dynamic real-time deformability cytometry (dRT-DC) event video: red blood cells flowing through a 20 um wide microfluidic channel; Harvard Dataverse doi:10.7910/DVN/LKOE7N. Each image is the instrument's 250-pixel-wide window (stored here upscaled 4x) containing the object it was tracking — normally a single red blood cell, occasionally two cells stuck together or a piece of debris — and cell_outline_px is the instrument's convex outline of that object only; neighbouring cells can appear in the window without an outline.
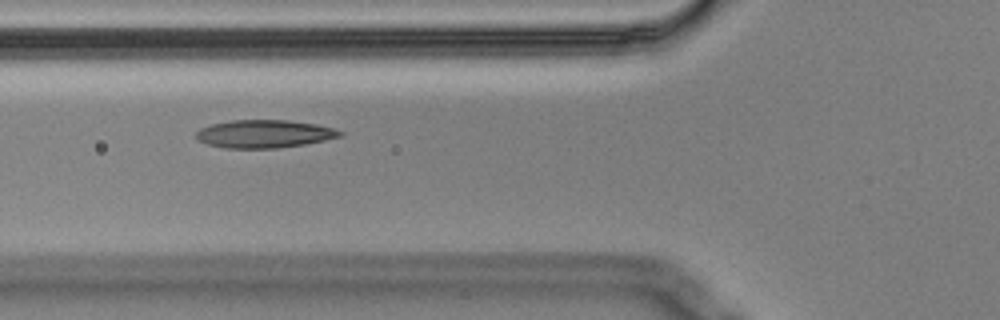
{"species": "Egyptian fruit bat (a non-hibernating species)", "species_latin": "Rousettus aegyptiacus", "temperature_condition": "cold", "stored_images_in_passage": 9, "camera_frame_rate_fps": 3000, "um_per_image_px": 0.085, "animal": {"sex": "male"}, "frame": {"image": 1, "passage_image": 2, "time_ms": 0.333, "image_size_px": [1000, 320], "cell_outline_px": [[344, 136], [304, 144], [276, 148], [224, 148], [208, 144], [200, 140], [196, 136], [196, 132], [200, 128], [212, 124], [232, 120], [288, 120], [316, 124], [332, 128], [344, 132]], "centroid_in_image_um": [22.48, 11.37], "position_along_channel_um": 103.3, "area_um2": 23.29}}
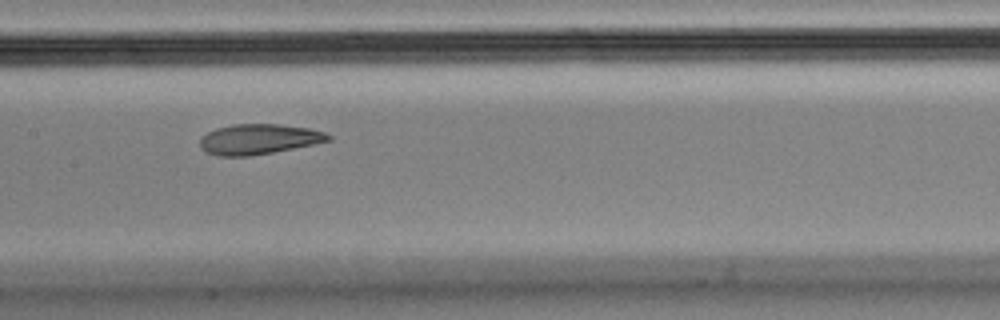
{"frame": {"image": 2, "passage_image": 4, "time_ms": 1.0, "image_size_px": [1000, 320], "cell_outline_px": [[332, 140], [316, 144], [272, 152], [248, 156], [216, 156], [200, 148], [200, 140], [208, 132], [216, 128], [232, 124], [280, 124], [308, 128], [324, 132], [332, 136]], "centroid_in_image_um": [22.01, 11.83], "position_along_channel_um": 185.4, "area_um2": 22.6}}
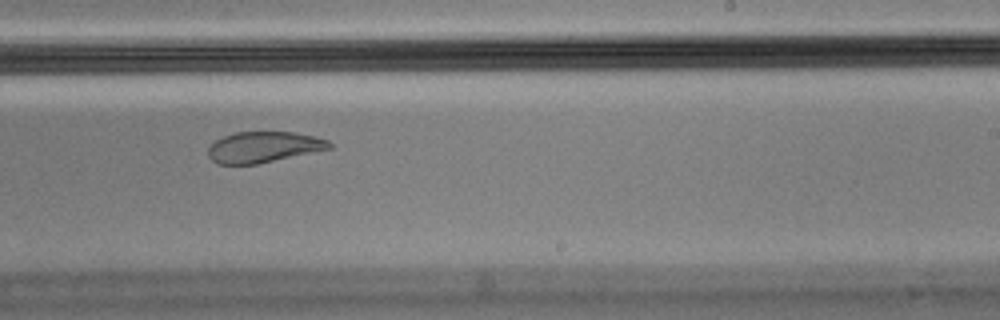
{"frame": {"image": 3, "passage_image": 6, "time_ms": 1.667, "image_size_px": [1000, 320], "cell_outline_px": [[332, 148], [256, 164], [216, 164], [208, 156], [208, 148], [216, 140], [224, 136], [236, 132], [292, 132], [312, 136], [328, 140], [332, 144]], "centroid_in_image_um": [22.38, 12.5], "position_along_channel_um": 266.6, "area_um2": 21.56}}